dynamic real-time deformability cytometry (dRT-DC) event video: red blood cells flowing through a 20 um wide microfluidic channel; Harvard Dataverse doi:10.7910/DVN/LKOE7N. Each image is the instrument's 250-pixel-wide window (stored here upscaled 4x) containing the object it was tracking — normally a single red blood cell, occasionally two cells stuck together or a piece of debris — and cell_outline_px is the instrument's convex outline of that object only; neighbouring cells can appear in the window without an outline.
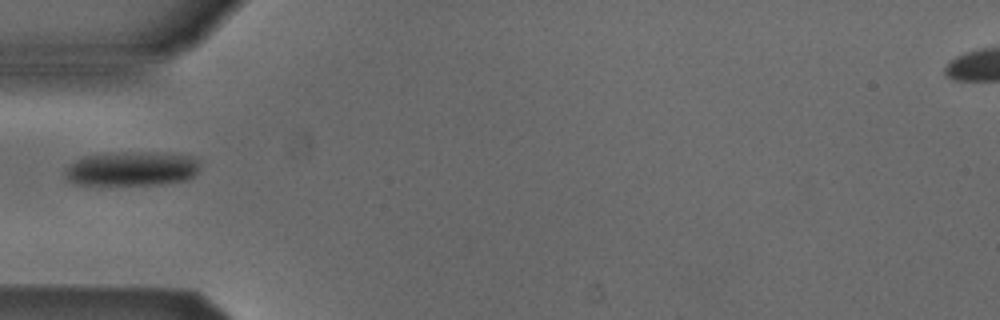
{"species": "Egyptian fruit bat (a non-hibernating species)", "species_latin": "Rousettus aegyptiacus", "temperature_condition": "cold", "stored_images_in_passage": 37, "camera_frame_rate_fps": 3000, "um_per_image_px": 0.085, "animal": {"sex": "male"}, "frame": {"image": 1, "passage_image": 1, "time_ms": 0.0, "image_size_px": [1000, 320], "cell_outline_px": [[200, 164], [196, 172], [188, 180], [160, 184], [72, 184], [64, 176], [64, 172], [72, 164], [84, 156], [148, 152], [196, 156]], "centroid_in_image_um": [11.26, 14.36], "position_along_channel_um": 73.7, "area_um2": 26.41}}
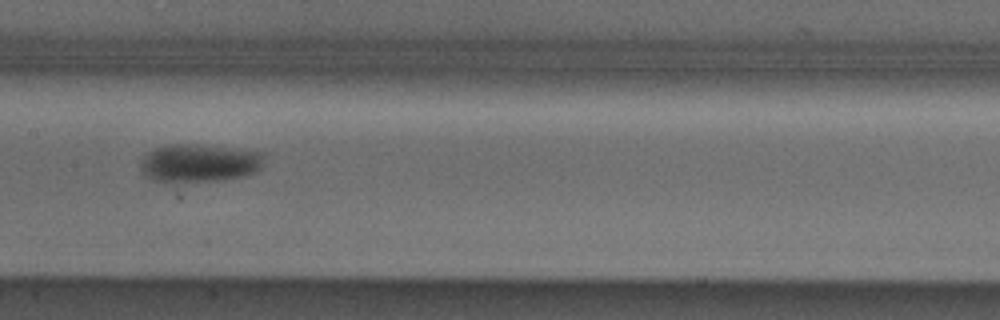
{"frame": {"image": 2, "passage_image": 10, "time_ms": 3.0, "image_size_px": [1000, 320], "cell_outline_px": [[264, 156], [260, 168], [256, 172], [248, 176], [224, 180], [172, 188], [144, 176], [140, 168], [140, 160], [148, 152], [156, 148], [168, 144], [192, 144], [264, 152]], "centroid_in_image_um": [16.85, 13.96], "position_along_channel_um": 190.5, "area_um2": 29.13}}
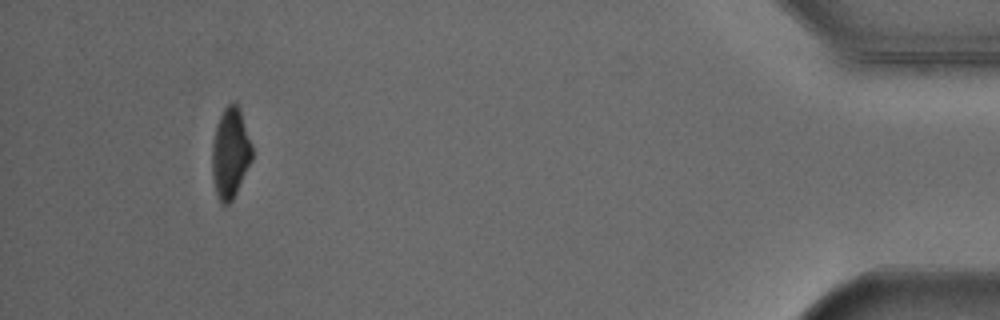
{"frame": {"image": 3, "passage_image": 33, "time_ms": 10.667, "image_size_px": [1000, 320], "cell_outline_px": [[252, 160], [232, 200], [228, 204], [220, 204], [216, 196], [212, 176], [212, 144], [216, 124], [224, 108], [232, 100], [236, 100], [252, 144]], "centroid_in_image_um": [19.56, 13.0], "position_along_channel_um": 415.6, "area_um2": 21.21}}